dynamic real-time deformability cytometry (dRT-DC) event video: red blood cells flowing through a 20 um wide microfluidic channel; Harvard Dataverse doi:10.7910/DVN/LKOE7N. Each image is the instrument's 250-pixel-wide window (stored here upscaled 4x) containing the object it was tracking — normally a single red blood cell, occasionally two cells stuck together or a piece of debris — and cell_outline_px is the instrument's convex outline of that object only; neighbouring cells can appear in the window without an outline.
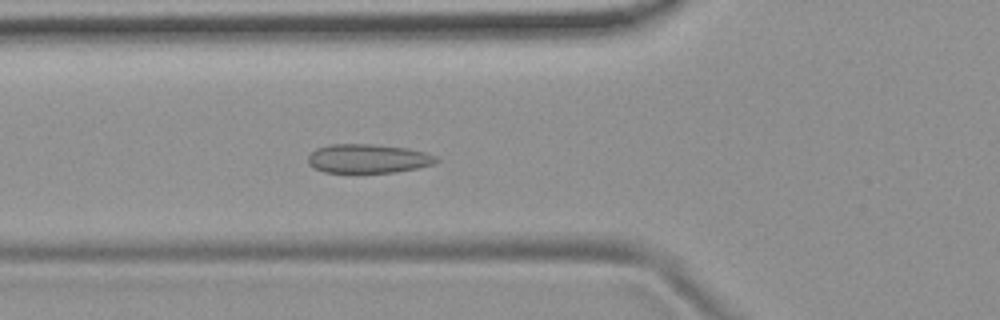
{"species": "common noctule bat (a hibernating species)", "species_latin": "Nyctalus noctula", "temperature_condition": "room temperature", "stored_images_in_passage": 54, "camera_frame_rate_fps": 3000, "um_per_image_px": 0.085, "animal": {"sex": "female", "body_mass_g": 19.9}, "frame": {"image": 1, "passage_image": 19, "time_ms": 6.0, "image_size_px": [1000, 320], "cell_outline_px": [[440, 160], [432, 164], [416, 168], [396, 172], [324, 172], [308, 164], [308, 156], [316, 148], [328, 144], [372, 144], [408, 148], [428, 152], [436, 156]], "centroid_in_image_um": [31.3, 13.47], "position_along_channel_um": 94.5, "area_um2": 21.68}}
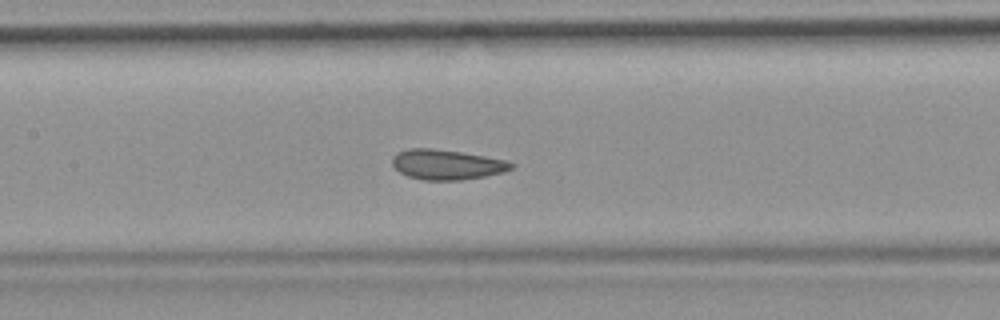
{"frame": {"image": 2, "passage_image": 25, "time_ms": 8.0, "image_size_px": [1000, 320], "cell_outline_px": [[516, 168], [504, 172], [484, 176], [460, 180], [424, 180], [408, 176], [400, 172], [392, 164], [392, 156], [396, 152], [408, 148], [432, 148], [460, 152], [508, 160], [516, 164]], "centroid_in_image_um": [38.0, 13.98], "position_along_channel_um": 169.4, "area_um2": 20.98}}
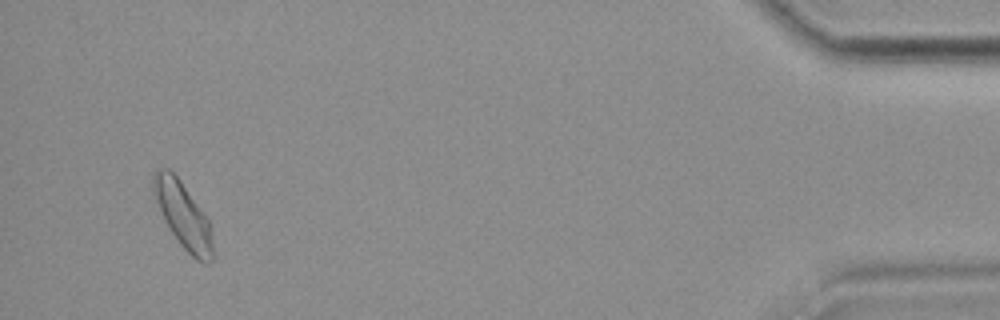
{"frame": {"image": 3, "passage_image": 51, "time_ms": 16.667, "image_size_px": [1000, 320], "cell_outline_px": [[212, 260], [208, 264], [204, 264], [196, 260], [180, 244], [168, 228], [152, 196], [152, 172], [156, 168], [168, 168], [180, 180], [208, 216], [212, 244]], "centroid_in_image_um": [15.52, 18.25], "position_along_channel_um": 419.7, "area_um2": 23.18}}